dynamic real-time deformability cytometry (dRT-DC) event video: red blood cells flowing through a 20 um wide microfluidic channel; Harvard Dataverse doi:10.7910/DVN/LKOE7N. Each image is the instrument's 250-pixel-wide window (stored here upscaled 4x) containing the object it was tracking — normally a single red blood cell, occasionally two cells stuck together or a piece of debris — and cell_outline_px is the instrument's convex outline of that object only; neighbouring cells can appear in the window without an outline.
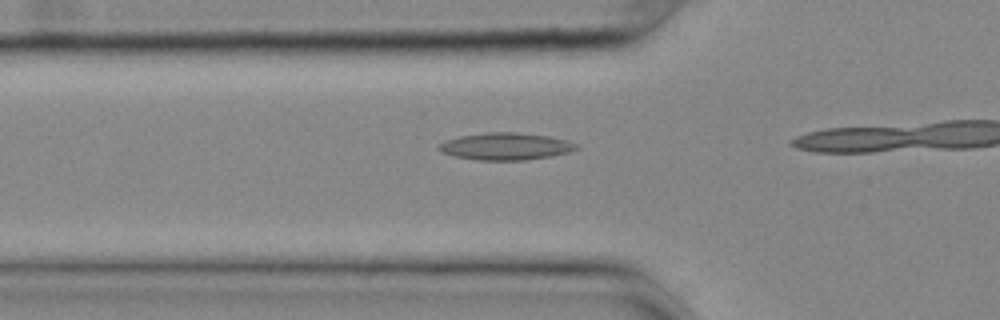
{"species": "common noctule bat (a hibernating species)", "species_latin": "Nyctalus noctula", "temperature_condition": "cold", "stored_images_in_passage": 15, "camera_frame_rate_fps": 3000, "um_per_image_px": 0.085, "animal": {"sex": "female", "body_mass_g": 25.1}, "frame": {"image": 1, "passage_image": 11, "time_ms": 3.333, "image_size_px": [1000, 320], "cell_outline_px": [[580, 148], [568, 152], [552, 156], [524, 160], [480, 160], [452, 156], [440, 152], [436, 148], [436, 144], [460, 136], [488, 132], [516, 132], [548, 136], [568, 140], [580, 144]], "centroid_in_image_um": [42.99, 12.44], "position_along_channel_um": 82.8, "area_um2": 21.96}}